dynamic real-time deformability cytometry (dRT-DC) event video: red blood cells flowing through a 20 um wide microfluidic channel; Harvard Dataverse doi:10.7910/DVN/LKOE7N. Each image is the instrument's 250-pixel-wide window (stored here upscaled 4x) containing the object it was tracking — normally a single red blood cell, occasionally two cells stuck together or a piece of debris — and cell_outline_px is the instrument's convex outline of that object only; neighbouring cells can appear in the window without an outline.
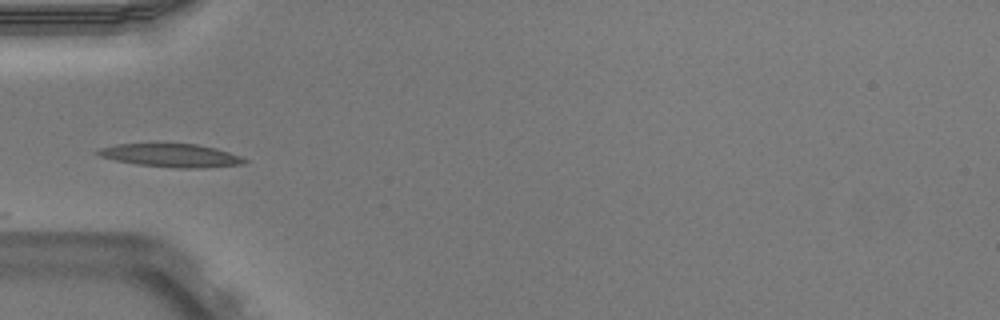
{"species": "Egyptian fruit bat (a non-hibernating species)", "species_latin": "Rousettus aegyptiacus", "temperature_condition": "warm", "stored_images_in_passage": 9, "camera_frame_rate_fps": 3000, "um_per_image_px": 0.085, "animal": {"sex": "male"}, "frame": {"image": 1, "passage_image": 1, "time_ms": 0.0, "image_size_px": [1000, 320], "cell_outline_px": [[248, 160], [244, 164], [204, 168], [176, 168], [136, 164], [116, 160], [100, 156], [92, 152], [100, 148], [116, 144], [156, 140], [196, 144], [216, 148], [240, 156]], "centroid_in_image_um": [14.47, 13.16], "position_along_channel_um": 70.5, "area_um2": 20.98}}
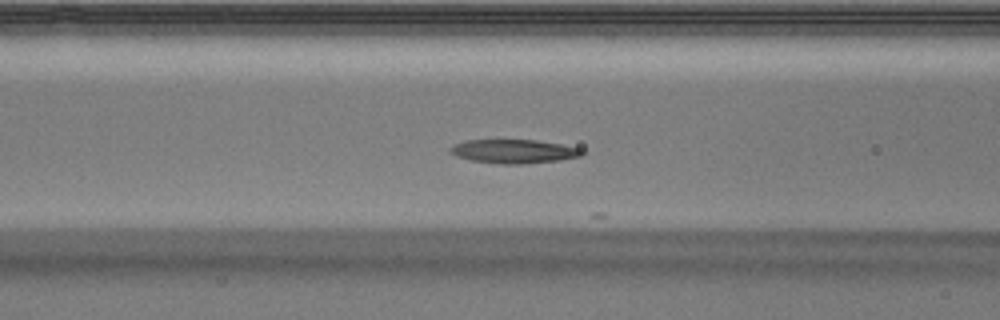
{"frame": {"image": 2, "passage_image": 5, "time_ms": 1.333, "image_size_px": [1000, 320], "cell_outline_px": [[584, 152], [580, 156], [560, 160], [520, 164], [500, 164], [472, 160], [456, 156], [448, 152], [448, 148], [464, 140], [536, 140], [560, 144], [580, 148]], "centroid_in_image_um": [43.64, 12.86], "position_along_channel_um": 123.0, "area_um2": 18.21}}
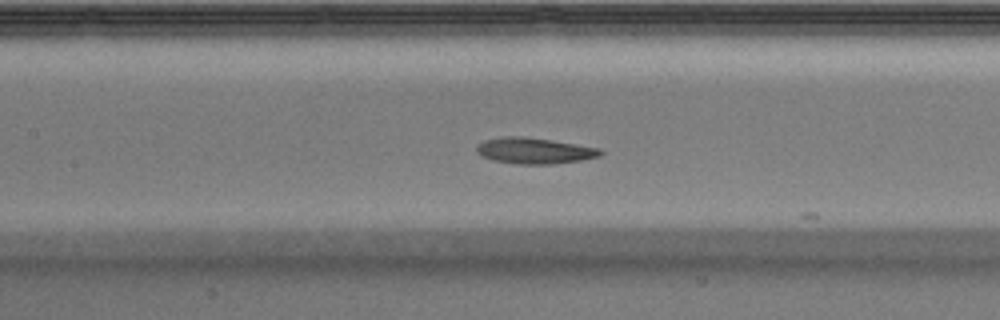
{"frame": {"image": 3, "passage_image": 8, "time_ms": 2.333, "image_size_px": [1000, 320], "cell_outline_px": [[604, 152], [600, 156], [580, 160], [552, 164], [520, 164], [492, 160], [480, 156], [476, 152], [476, 144], [484, 140], [500, 136], [524, 136], [552, 140], [600, 148]], "centroid_in_image_um": [45.37, 12.8], "position_along_channel_um": 162.0, "area_um2": 18.96}}